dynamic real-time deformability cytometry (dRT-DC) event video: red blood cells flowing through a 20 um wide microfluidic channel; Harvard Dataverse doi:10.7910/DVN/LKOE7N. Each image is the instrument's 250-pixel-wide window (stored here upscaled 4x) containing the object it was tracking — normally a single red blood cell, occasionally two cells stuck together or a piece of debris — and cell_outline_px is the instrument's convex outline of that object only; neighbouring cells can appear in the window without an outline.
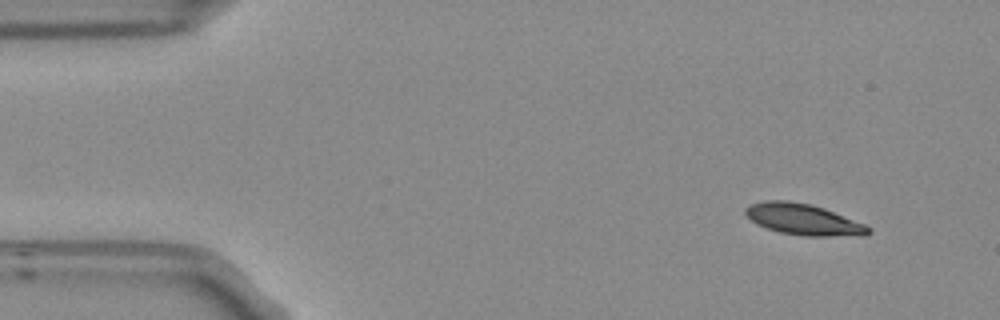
{"species": "Egyptian fruit bat (a non-hibernating species)", "species_latin": "Rousettus aegyptiacus", "temperature_condition": "room temperature", "stored_images_in_passage": 7, "camera_frame_rate_fps": 3000, "um_per_image_px": 0.085, "frame": {"image": 1, "passage_image": 1, "time_ms": 0.0, "image_size_px": [1000, 320], "cell_outline_px": [[872, 232], [864, 236], [804, 236], [780, 232], [756, 224], [744, 212], [744, 208], [748, 204], [764, 200], [788, 200], [812, 204], [824, 208], [864, 224], [872, 228]], "centroid_in_image_um": [68.29, 18.64], "position_along_channel_um": 16.7, "area_um2": 22.48}}
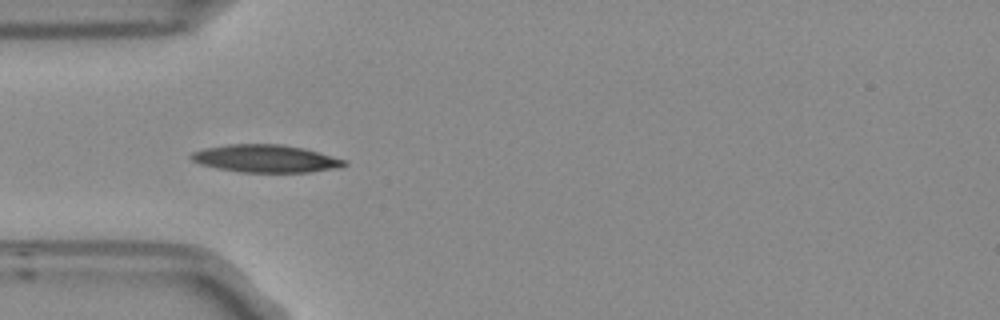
{"frame": {"image": 2, "passage_image": 4, "time_ms": 1.0, "image_size_px": [1000, 320], "cell_outline_px": [[348, 164], [340, 168], [308, 172], [240, 172], [200, 164], [192, 160], [188, 156], [192, 152], [204, 148], [228, 144], [280, 144], [304, 148], [344, 160]], "centroid_in_image_um": [22.56, 13.48], "position_along_channel_um": 62.4, "area_um2": 24.51}}